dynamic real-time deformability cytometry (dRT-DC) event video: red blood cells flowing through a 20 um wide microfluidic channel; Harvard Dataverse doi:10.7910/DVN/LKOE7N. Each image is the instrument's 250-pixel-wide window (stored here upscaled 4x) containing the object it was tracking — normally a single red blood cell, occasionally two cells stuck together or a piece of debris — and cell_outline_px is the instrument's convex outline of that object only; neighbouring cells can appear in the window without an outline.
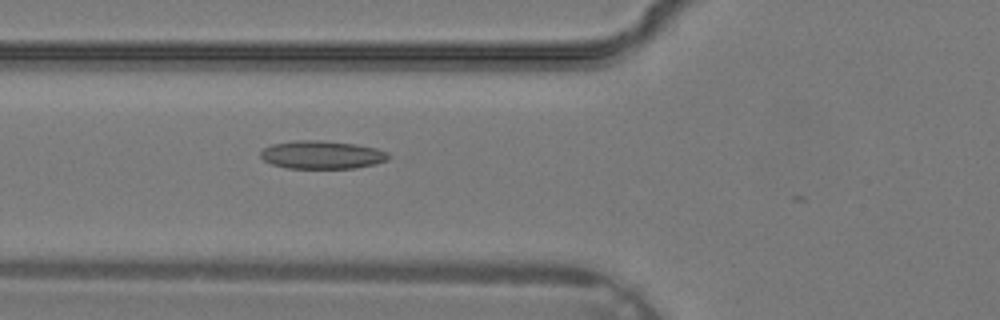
{"species": "common noctule bat (a hibernating species)", "species_latin": "Nyctalus noctula", "temperature_condition": "warm", "stored_images_in_passage": 4, "camera_frame_rate_fps": 3000, "um_per_image_px": 0.085, "animal": {"sex": "male", "body_mass_g": 19.2, "forearm_length_mm": 51.8}, "frame": {"image": 1, "passage_image": 3, "time_ms": 0.667, "image_size_px": [1000, 320], "cell_outline_px": [[392, 156], [388, 160], [376, 164], [356, 168], [288, 168], [272, 164], [264, 160], [260, 156], [260, 152], [264, 148], [272, 144], [296, 140], [324, 140], [356, 144], [376, 148], [388, 152]], "centroid_in_image_um": [27.41, 13.15], "position_along_channel_um": 98.4, "area_um2": 21.15}}